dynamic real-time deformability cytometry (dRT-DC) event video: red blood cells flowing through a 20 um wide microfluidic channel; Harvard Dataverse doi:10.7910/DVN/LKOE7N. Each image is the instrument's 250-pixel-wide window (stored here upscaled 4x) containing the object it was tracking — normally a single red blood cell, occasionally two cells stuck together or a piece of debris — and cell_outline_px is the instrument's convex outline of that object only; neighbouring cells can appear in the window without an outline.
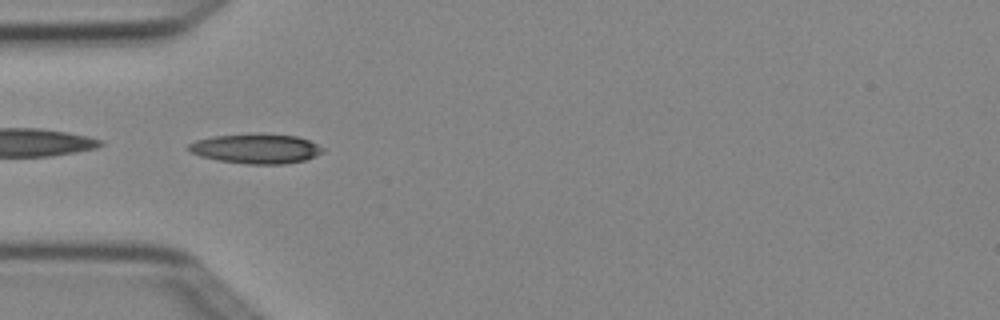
{"species": "Egyptian fruit bat (a non-hibernating species)", "species_latin": "Rousettus aegyptiacus", "temperature_condition": "cold", "stored_images_in_passage": 6, "camera_frame_rate_fps": 3000, "um_per_image_px": 0.085, "animal": {"sex": "female"}, "frame": {"image": 1, "passage_image": 5, "time_ms": 1.333, "image_size_px": [1000, 320], "cell_outline_px": [[324, 152], [316, 156], [304, 160], [284, 164], [248, 164], [220, 160], [200, 156], [192, 152], [188, 148], [188, 144], [196, 140], [212, 136], [256, 132], [260, 132], [296, 136], [308, 140], [324, 148]], "centroid_in_image_um": [21.78, 12.61], "position_along_channel_um": 63.2, "area_um2": 23.47}}
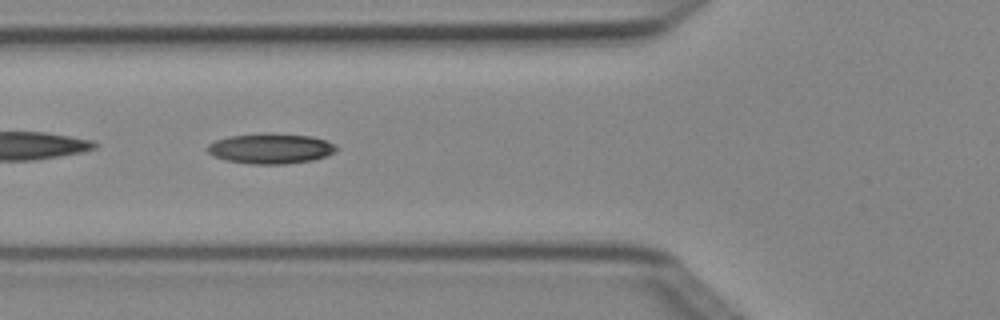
{"frame": {"image": 2, "passage_image": 6, "time_ms": 1.667, "image_size_px": [1000, 320], "cell_outline_px": [[340, 148], [324, 156], [312, 160], [284, 164], [248, 164], [228, 160], [212, 156], [208, 152], [208, 144], [216, 140], [228, 136], [264, 132], [272, 132], [312, 136], [336, 144]], "centroid_in_image_um": [22.99, 12.6], "position_along_channel_um": 102.8, "area_um2": 22.95}}